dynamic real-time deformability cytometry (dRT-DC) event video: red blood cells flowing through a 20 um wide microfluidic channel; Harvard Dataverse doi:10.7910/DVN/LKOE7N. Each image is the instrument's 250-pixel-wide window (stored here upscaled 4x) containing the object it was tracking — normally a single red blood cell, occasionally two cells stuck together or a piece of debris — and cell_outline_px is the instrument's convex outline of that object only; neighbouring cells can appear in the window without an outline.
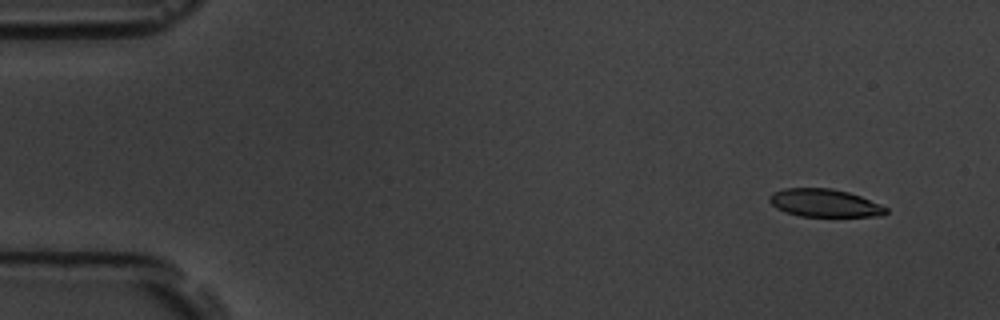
{"species": "common noctule bat (a hibernating species)", "species_latin": "Nyctalus noctula", "temperature_condition": "room temperature", "stored_images_in_passage": 5, "camera_frame_rate_fps": 3000, "um_per_image_px": 0.085, "animal": {"sex": "male", "body_mass_g": 19.5, "forearm_length_mm": 54.6}, "frame": {"image": 1, "passage_image": 2, "time_ms": 1.0, "image_size_px": [1000, 320], "cell_outline_px": [[888, 212], [884, 216], [800, 216], [784, 212], [776, 208], [768, 200], [768, 196], [772, 192], [784, 188], [832, 188], [848, 192], [860, 196], [880, 204], [888, 208]], "centroid_in_image_um": [70.07, 17.25], "position_along_channel_um": 14.9, "area_um2": 19.07}}
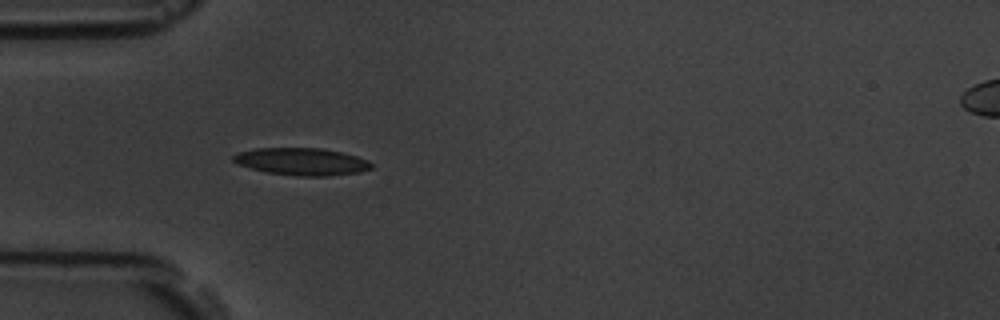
{"frame": {"image": 2, "passage_image": 5, "time_ms": 5.333, "image_size_px": [1000, 320], "cell_outline_px": [[372, 168], [360, 172], [328, 176], [296, 176], [264, 172], [236, 164], [232, 160], [232, 156], [236, 152], [256, 148], [324, 148], [356, 156], [368, 160], [372, 164]], "centroid_in_image_um": [25.6, 13.73], "position_along_channel_um": 59.4, "area_um2": 22.2}}